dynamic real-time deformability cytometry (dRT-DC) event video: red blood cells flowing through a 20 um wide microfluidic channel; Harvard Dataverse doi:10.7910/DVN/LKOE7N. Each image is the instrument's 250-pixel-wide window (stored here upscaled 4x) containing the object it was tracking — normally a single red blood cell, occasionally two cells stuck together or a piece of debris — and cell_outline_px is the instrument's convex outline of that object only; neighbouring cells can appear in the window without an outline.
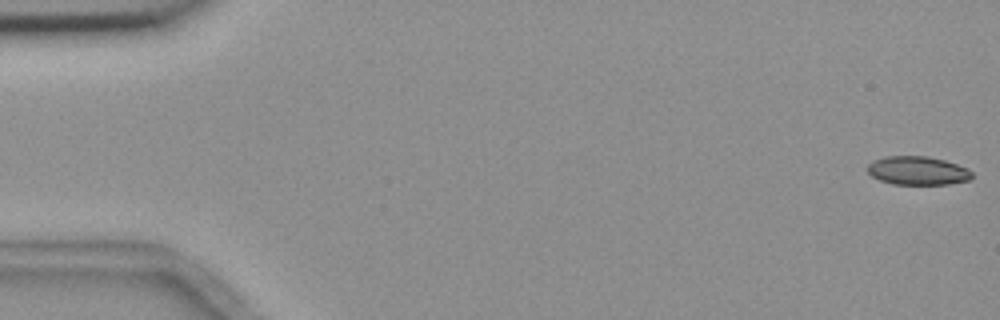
{"species": "common noctule bat (a hibernating species)", "species_latin": "Nyctalus noctula", "temperature_condition": "room temperature", "stored_images_in_passage": 5, "camera_frame_rate_fps": 3000, "um_per_image_px": 0.085, "animal": {"sex": "female", "body_mass_g": 18.4}, "frame": {"image": 1, "passage_image": 1, "time_ms": 0.0, "image_size_px": [1000, 320], "cell_outline_px": [[972, 176], [968, 180], [948, 184], [892, 184], [880, 180], [872, 176], [864, 168], [872, 160], [884, 156], [928, 156], [944, 160], [968, 168], [972, 172]], "centroid_in_image_um": [77.95, 14.49], "position_along_channel_um": 7.1, "area_um2": 17.51}}